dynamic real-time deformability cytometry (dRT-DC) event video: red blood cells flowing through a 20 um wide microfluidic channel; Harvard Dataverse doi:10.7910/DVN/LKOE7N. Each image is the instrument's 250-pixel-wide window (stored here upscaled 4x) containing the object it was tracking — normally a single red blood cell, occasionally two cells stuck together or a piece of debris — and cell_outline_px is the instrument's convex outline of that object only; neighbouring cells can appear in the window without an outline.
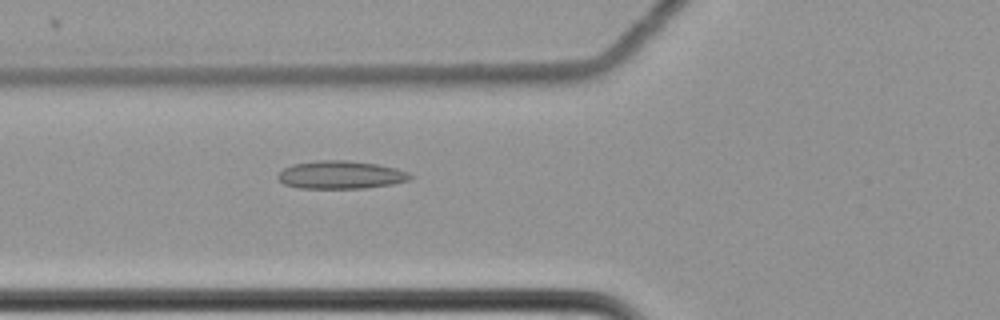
{"species": "common noctule bat (a hibernating species)", "species_latin": "Nyctalus noctula", "temperature_condition": "cold", "stored_images_in_passage": 60, "camera_frame_rate_fps": 3000, "um_per_image_px": 0.085, "animal": {"sex": "female", "body_mass_g": 22.7, "forearm_length_mm": 54.2}, "frame": {"image": 1, "passage_image": 24, "time_ms": 7.667, "image_size_px": [1000, 320], "cell_outline_px": [[416, 176], [408, 180], [392, 184], [364, 188], [300, 188], [284, 184], [276, 176], [284, 168], [292, 164], [320, 160], [348, 160], [376, 164], [396, 168], [408, 172]], "centroid_in_image_um": [28.98, 14.86], "position_along_channel_um": 96.8, "area_um2": 21.56}}
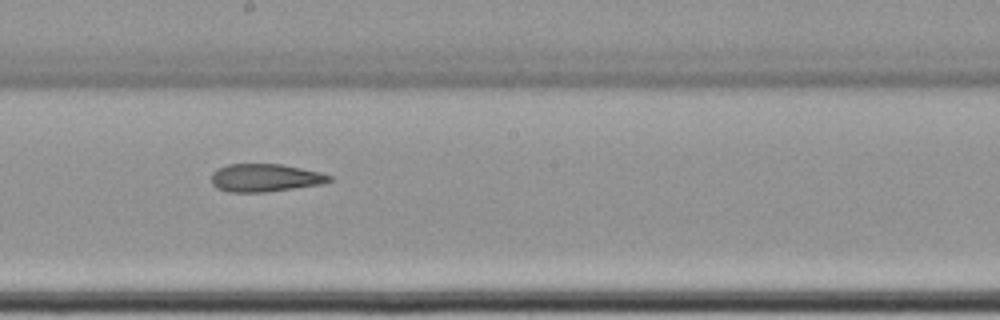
{"frame": {"image": 2, "passage_image": 35, "time_ms": 11.333, "image_size_px": [1000, 320], "cell_outline_px": [[332, 180], [324, 184], [264, 192], [228, 192], [216, 188], [212, 184], [212, 172], [228, 164], [280, 164], [320, 172], [332, 176]], "centroid_in_image_um": [22.54, 15.12], "position_along_channel_um": 225.7, "area_um2": 19.13}}
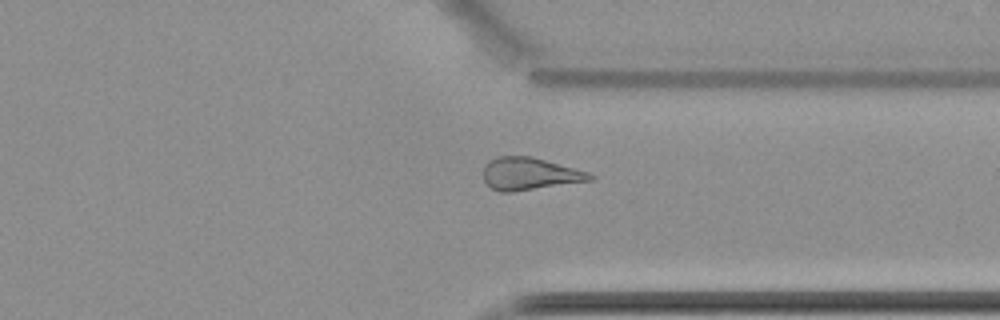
{"frame": {"image": 3, "passage_image": 47, "time_ms": 15.333, "image_size_px": [1000, 320], "cell_outline_px": [[596, 176], [592, 180], [512, 192], [500, 192], [492, 188], [484, 180], [484, 164], [488, 160], [500, 156], [532, 156], [588, 172]], "centroid_in_image_um": [45.0, 14.77], "position_along_channel_um": 366.4, "area_um2": 20.06}, "authors_computed_cell_mechanics": {"area_um2": 21.8195, "velocity_mm_per_s": 3.5121, "shape_relaxation_time_tau1_ms": null, "shape_relaxation_time_tau2_ms": 8.3372, "deformation_change_tau1": null, "deformation_change_tau2": 0.1917}}